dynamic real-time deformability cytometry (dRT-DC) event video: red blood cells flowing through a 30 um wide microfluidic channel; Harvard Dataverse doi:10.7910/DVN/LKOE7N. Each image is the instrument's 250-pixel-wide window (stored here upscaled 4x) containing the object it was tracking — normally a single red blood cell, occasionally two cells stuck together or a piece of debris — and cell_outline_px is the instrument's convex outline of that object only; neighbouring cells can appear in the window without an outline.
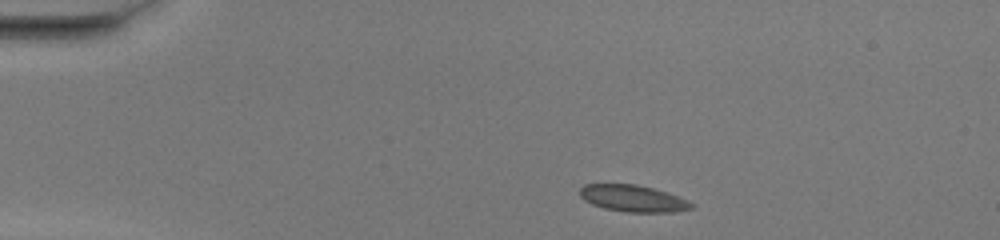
{"species": "common noctule bat (a hibernating species)", "species_latin": "Nyctalus noctula", "temperature_condition": "warm", "stored_images_in_passage": 42, "camera_frame_rate_fps": 3000, "um_per_image_px": 0.085, "animal": {"sex": "female", "body_mass_g": 20.0, "forearm_length_mm": 54.0}, "frame": {"image": 1, "passage_image": 1, "time_ms": 0.0, "image_size_px": [1000, 240], "cell_outline_px": [[696, 204], [692, 208], [676, 212], [628, 212], [604, 208], [592, 204], [584, 200], [580, 196], [580, 188], [584, 184], [636, 184], [652, 188], [688, 200]], "centroid_in_image_um": [53.8, 16.87], "position_along_channel_um": 31.2, "area_um2": 17.28}}
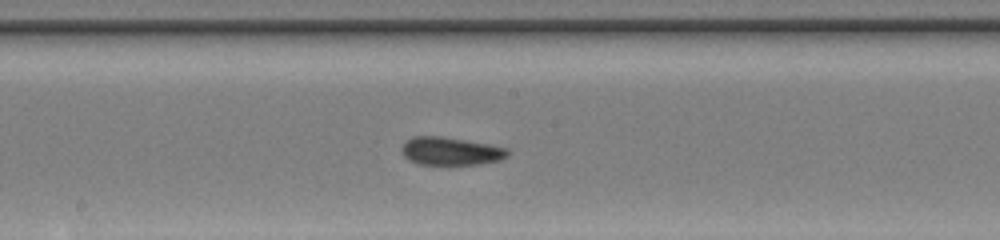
{"frame": {"image": 2, "passage_image": 19, "time_ms": 6.0, "image_size_px": [1000, 240], "cell_outline_px": [[508, 156], [500, 160], [480, 164], [420, 164], [408, 160], [400, 152], [400, 148], [404, 140], [412, 136], [444, 136], [488, 144], [508, 148]], "centroid_in_image_um": [38.25, 12.83], "position_along_channel_um": 209.9, "area_um2": 17.51}}
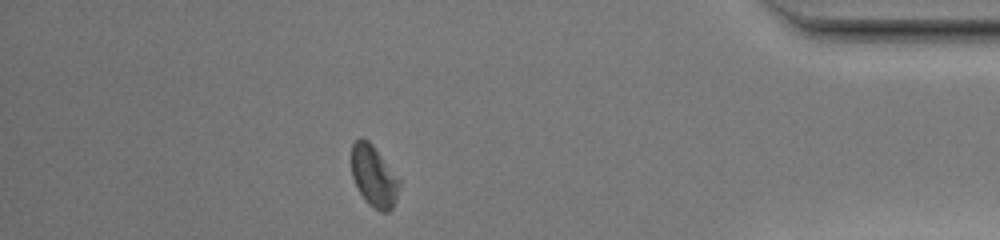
{"frame": {"image": 3, "passage_image": 36, "time_ms": 11.667, "image_size_px": [1000, 240], "cell_outline_px": [[400, 184], [392, 208], [388, 212], [380, 212], [368, 204], [364, 200], [352, 176], [352, 144], [360, 136], [368, 140], [372, 144], [400, 180]], "centroid_in_image_um": [31.76, 14.98], "position_along_channel_um": 403.4, "area_um2": 16.88}, "authors_computed_cell_mechanics": {"area_um2": 17.4267, "velocity_mm_per_s": 4.0841, "shape_relaxation_time_tau1_ms": 4.5826, "shape_relaxation_time_tau2_ms": 1.0778, "deformation_change_tau1": 0.1258, "deformation_change_tau2": 0.0531}}